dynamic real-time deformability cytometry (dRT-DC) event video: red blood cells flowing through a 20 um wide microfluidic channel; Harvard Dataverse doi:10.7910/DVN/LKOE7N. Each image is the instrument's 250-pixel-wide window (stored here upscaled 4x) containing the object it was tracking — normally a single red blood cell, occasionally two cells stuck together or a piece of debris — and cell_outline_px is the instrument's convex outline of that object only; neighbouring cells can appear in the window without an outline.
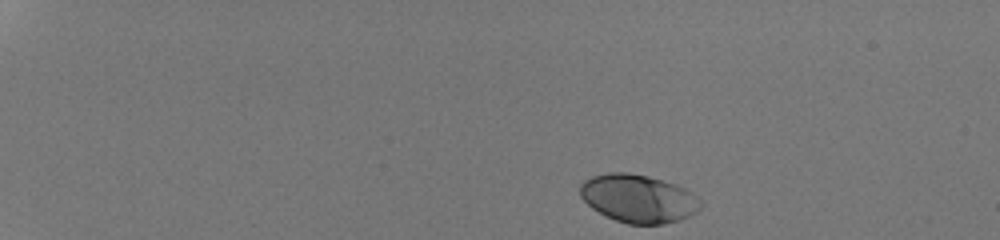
{"species": "human", "species_latin": "Homo sapiens", "temperature_condition": "room temperature", "stored_images_in_passage": 38, "camera_frame_rate_fps": 3000, "um_per_image_px": 0.085, "donor": {"sex": "male"}, "frame": {"image": 1, "passage_image": 1, "time_ms": 0.0, "image_size_px": [1000, 240], "cell_outline_px": [[704, 204], [696, 212], [680, 220], [664, 224], [628, 224], [616, 220], [592, 208], [580, 196], [580, 184], [584, 180], [592, 176], [608, 172], [628, 172], [648, 176], [676, 184], [692, 192]], "centroid_in_image_um": [54.27, 16.86], "position_along_channel_um": 30.7, "area_um2": 33.81}}
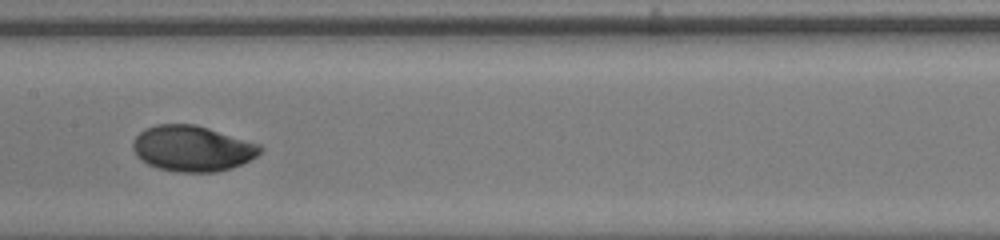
{"frame": {"image": 2, "passage_image": 22, "time_ms": 7.0, "image_size_px": [1000, 240], "cell_outline_px": [[264, 148], [256, 156], [232, 168], [216, 172], [176, 172], [156, 168], [140, 160], [136, 156], [132, 148], [132, 140], [144, 128], [156, 124], [196, 124], [248, 140], [260, 144]], "centroid_in_image_um": [16.31, 12.62], "position_along_channel_um": 191.1, "area_um2": 34.22}}
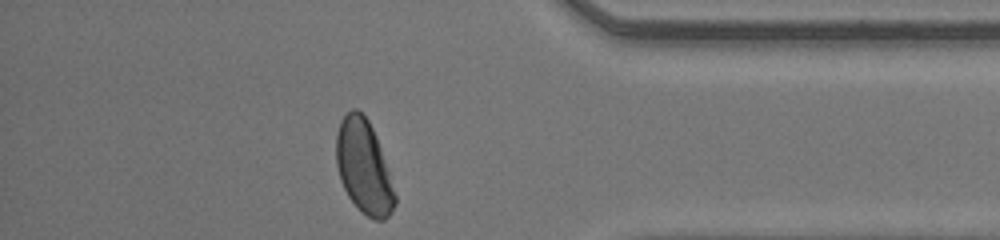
{"frame": {"image": 3, "passage_image": 38, "time_ms": 12.333, "image_size_px": [1000, 240], "cell_outline_px": [[396, 204], [392, 212], [384, 220], [376, 220], [360, 212], [348, 196], [340, 180], [336, 164], [336, 132], [340, 120], [352, 108], [356, 108], [368, 120], [376, 136], [396, 196]], "centroid_in_image_um": [30.9, 14.2], "position_along_channel_um": 404.3, "area_um2": 31.79}, "authors_computed_cell_mechanics": {"area_um2": 33.3217, "velocity_mm_per_s": 4.2465, "shape_relaxation_time_tau1_ms": 2.6625, "shape_relaxation_time_tau2_ms": null, "deformation_change_tau1": 0.1617, "deformation_change_tau2": null}}